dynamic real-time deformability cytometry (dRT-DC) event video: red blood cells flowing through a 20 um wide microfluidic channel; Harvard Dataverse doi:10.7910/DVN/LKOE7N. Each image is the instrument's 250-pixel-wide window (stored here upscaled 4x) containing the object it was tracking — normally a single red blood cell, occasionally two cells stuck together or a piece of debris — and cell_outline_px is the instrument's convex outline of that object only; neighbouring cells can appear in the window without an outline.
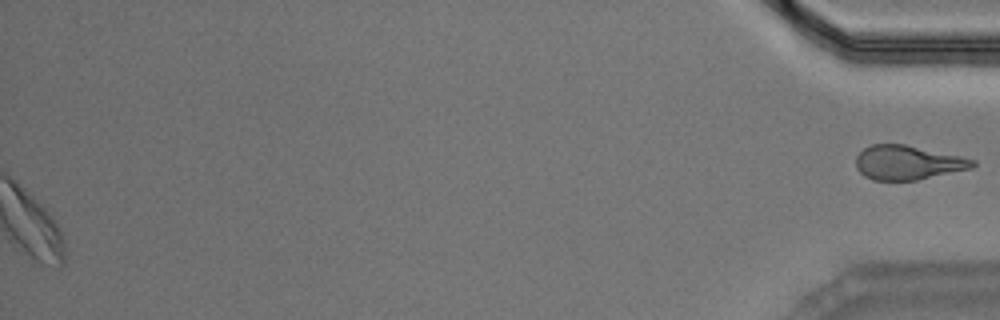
{"species": "Egyptian fruit bat (a non-hibernating species)", "species_latin": "Rousettus aegyptiacus", "temperature_condition": "warm", "stored_images_in_passage": 39, "segment_of_instrument_passage": [2, 2], "camera_frame_rate_fps": 3000, "um_per_image_px": 0.085, "animal": {"sex": "male"}, "frame": {"image": 1, "passage_image": 39, "time_ms": 12.667, "image_size_px": [1000, 320], "cell_outline_px": [[976, 164], [972, 168], [916, 180], [872, 180], [864, 176], [856, 168], [856, 156], [864, 148], [872, 144], [904, 144], [960, 156], [976, 160]], "centroid_in_image_um": [77.14, 13.82], "position_along_channel_um": 358.1, "area_um2": 23.18}}